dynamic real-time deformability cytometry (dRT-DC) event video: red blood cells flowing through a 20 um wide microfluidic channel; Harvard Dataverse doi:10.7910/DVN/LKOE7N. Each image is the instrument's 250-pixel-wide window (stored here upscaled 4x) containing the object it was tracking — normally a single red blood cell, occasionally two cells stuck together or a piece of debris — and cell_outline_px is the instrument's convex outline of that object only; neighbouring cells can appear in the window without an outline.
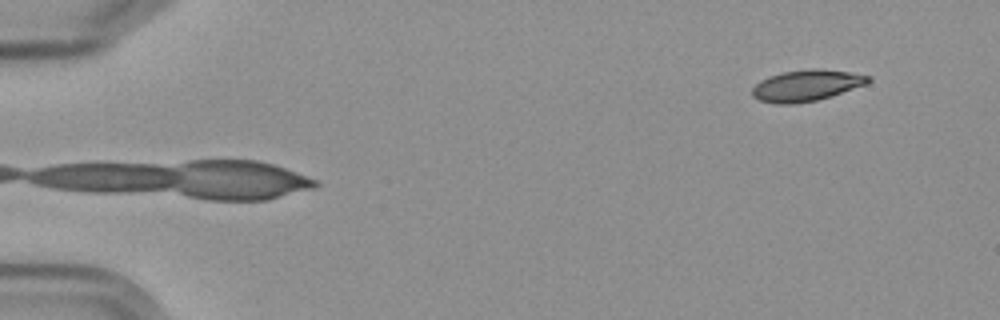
{"species": "Egyptian fruit bat (a non-hibernating species)", "species_latin": "Rousettus aegyptiacus", "temperature_condition": "cold", "stored_images_in_passage": 6, "camera_frame_rate_fps": 3000, "um_per_image_px": 0.085, "frame": {"image": 1, "passage_image": 1, "time_ms": 0.0, "image_size_px": [1000, 320], "cell_outline_px": [[872, 80], [868, 84], [832, 96], [816, 100], [792, 104], [776, 104], [760, 100], [752, 96], [752, 88], [760, 80], [768, 76], [780, 72], [812, 68], [820, 68], [848, 72], [872, 76]], "centroid_in_image_um": [68.57, 7.26], "position_along_channel_um": 16.4, "area_um2": 21.39}}
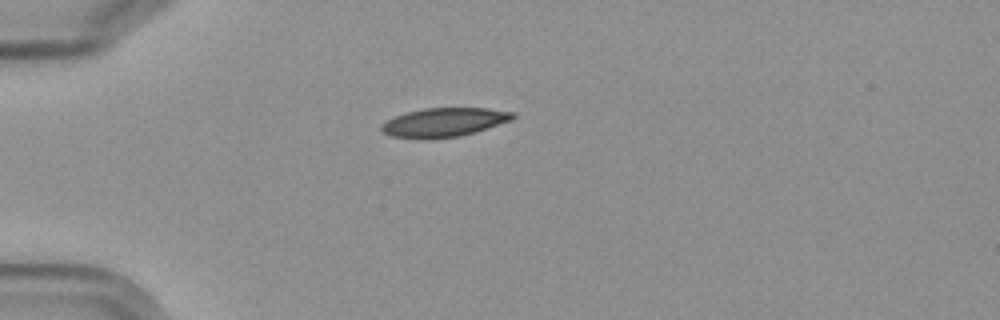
{"frame": {"image": 2, "passage_image": 4, "time_ms": 3.667, "image_size_px": [1000, 320], "cell_outline_px": [[516, 116], [512, 120], [476, 132], [460, 136], [392, 136], [384, 132], [380, 128], [380, 124], [396, 116], [408, 112], [424, 108], [488, 108], [516, 112]], "centroid_in_image_um": [37.85, 10.35], "position_along_channel_um": 47.1, "area_um2": 21.33}}
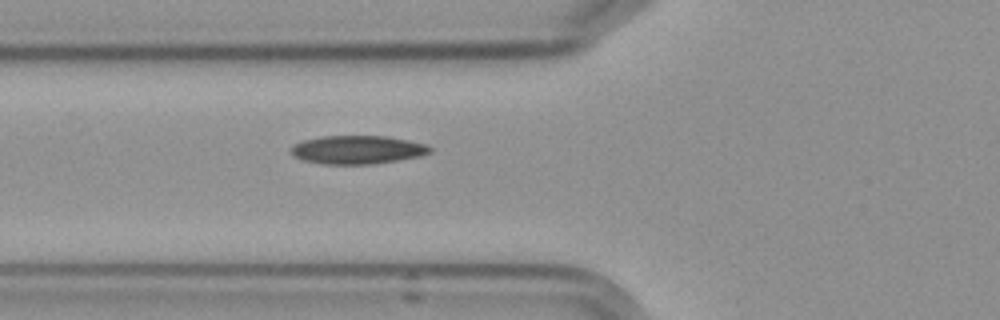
{"frame": {"image": 3, "passage_image": 6, "time_ms": 5.667, "image_size_px": [1000, 320], "cell_outline_px": [[432, 152], [420, 156], [372, 164], [320, 164], [300, 160], [292, 156], [288, 148], [292, 144], [300, 140], [320, 136], [388, 136], [428, 144], [432, 148]], "centroid_in_image_um": [30.3, 12.72], "position_along_channel_um": 95.5, "area_um2": 23.52}}